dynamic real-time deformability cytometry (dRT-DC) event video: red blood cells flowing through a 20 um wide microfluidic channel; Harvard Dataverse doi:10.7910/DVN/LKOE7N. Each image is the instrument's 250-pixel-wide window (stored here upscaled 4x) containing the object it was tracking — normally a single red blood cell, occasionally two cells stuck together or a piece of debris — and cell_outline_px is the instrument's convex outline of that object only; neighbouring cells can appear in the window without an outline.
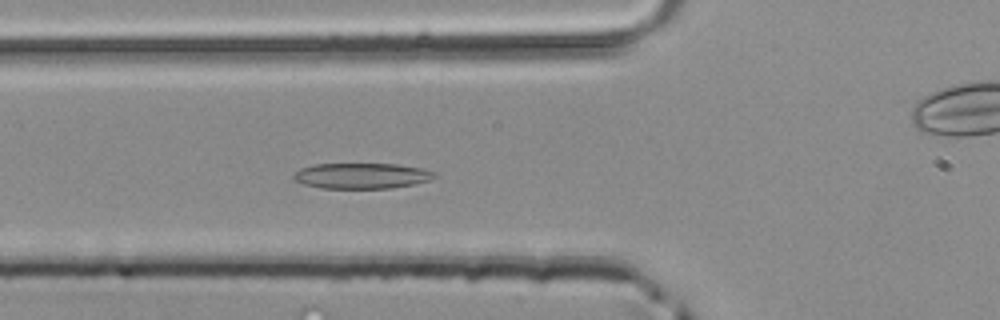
{"species": "common noctule bat (a hibernating species)", "species_latin": "Nyctalus noctula", "temperature_condition": "room temperature", "stored_images_in_passage": 48, "camera_frame_rate_fps": 3000, "um_per_image_px": 0.085, "animal": {"sex": "male", "body_mass_g": 20.4}, "frame": {"image": 1, "passage_image": 17, "time_ms": 5.333, "image_size_px": [1000, 320], "cell_outline_px": [[436, 176], [428, 180], [416, 184], [392, 188], [320, 188], [304, 184], [296, 180], [292, 176], [300, 168], [316, 164], [396, 164], [420, 168], [436, 172]], "centroid_in_image_um": [30.75, 14.94], "position_along_channel_um": 95.0, "area_um2": 20.92}}
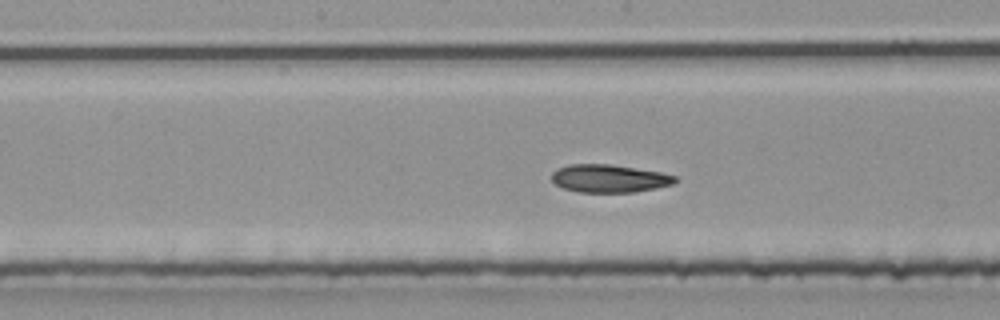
{"frame": {"image": 2, "passage_image": 24, "time_ms": 7.667, "image_size_px": [1000, 320], "cell_outline_px": [[680, 180], [672, 184], [656, 188], [632, 192], [580, 192], [564, 188], [556, 184], [552, 180], [552, 172], [556, 168], [568, 164], [608, 164], [660, 172], [676, 176]], "centroid_in_image_um": [51.78, 15.16], "position_along_channel_um": 196.4, "area_um2": 20.0}}
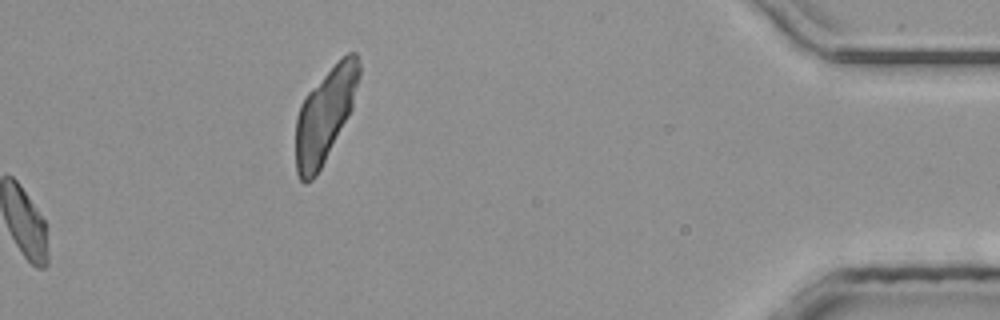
{"frame": {"image": 3, "passage_image": 48, "time_ms": 15.667, "image_size_px": [1000, 320], "cell_outline_px": [[360, 76], [352, 108], [348, 116], [316, 176], [312, 180], [304, 184], [300, 180], [296, 172], [296, 116], [300, 104], [304, 96], [348, 52], [356, 52], [360, 64]], "centroid_in_image_um": [27.61, 9.8], "position_along_channel_um": 407.6, "area_um2": 34.04}}